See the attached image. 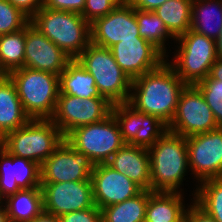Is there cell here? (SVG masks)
<instances>
[{
    "label": "cell",
    "mask_w": 222,
    "mask_h": 222,
    "mask_svg": "<svg viewBox=\"0 0 222 222\" xmlns=\"http://www.w3.org/2000/svg\"><path fill=\"white\" fill-rule=\"evenodd\" d=\"M185 86L173 67L165 60L156 69L132 80L128 103L136 110L156 116L169 125Z\"/></svg>",
    "instance_id": "1"
},
{
    "label": "cell",
    "mask_w": 222,
    "mask_h": 222,
    "mask_svg": "<svg viewBox=\"0 0 222 222\" xmlns=\"http://www.w3.org/2000/svg\"><path fill=\"white\" fill-rule=\"evenodd\" d=\"M148 152L151 191L180 192L178 188L189 169L186 137L167 131Z\"/></svg>",
    "instance_id": "2"
},
{
    "label": "cell",
    "mask_w": 222,
    "mask_h": 222,
    "mask_svg": "<svg viewBox=\"0 0 222 222\" xmlns=\"http://www.w3.org/2000/svg\"><path fill=\"white\" fill-rule=\"evenodd\" d=\"M30 22L71 59L91 42L90 24L78 13L41 7Z\"/></svg>",
    "instance_id": "3"
},
{
    "label": "cell",
    "mask_w": 222,
    "mask_h": 222,
    "mask_svg": "<svg viewBox=\"0 0 222 222\" xmlns=\"http://www.w3.org/2000/svg\"><path fill=\"white\" fill-rule=\"evenodd\" d=\"M13 81L26 114L31 119H51L58 95L59 76L22 67L7 74Z\"/></svg>",
    "instance_id": "4"
},
{
    "label": "cell",
    "mask_w": 222,
    "mask_h": 222,
    "mask_svg": "<svg viewBox=\"0 0 222 222\" xmlns=\"http://www.w3.org/2000/svg\"><path fill=\"white\" fill-rule=\"evenodd\" d=\"M76 60L94 77L101 96L112 104L128 102L132 79L117 64L109 48L90 42Z\"/></svg>",
    "instance_id": "5"
},
{
    "label": "cell",
    "mask_w": 222,
    "mask_h": 222,
    "mask_svg": "<svg viewBox=\"0 0 222 222\" xmlns=\"http://www.w3.org/2000/svg\"><path fill=\"white\" fill-rule=\"evenodd\" d=\"M64 140L51 119H30L8 133L2 146L12 155L42 164Z\"/></svg>",
    "instance_id": "6"
},
{
    "label": "cell",
    "mask_w": 222,
    "mask_h": 222,
    "mask_svg": "<svg viewBox=\"0 0 222 222\" xmlns=\"http://www.w3.org/2000/svg\"><path fill=\"white\" fill-rule=\"evenodd\" d=\"M177 53L169 64L186 85H195L205 79L217 59L216 41L188 30L178 38Z\"/></svg>",
    "instance_id": "7"
},
{
    "label": "cell",
    "mask_w": 222,
    "mask_h": 222,
    "mask_svg": "<svg viewBox=\"0 0 222 222\" xmlns=\"http://www.w3.org/2000/svg\"><path fill=\"white\" fill-rule=\"evenodd\" d=\"M75 150L84 153L96 164L107 163L125 143L114 116L81 126L64 138Z\"/></svg>",
    "instance_id": "8"
},
{
    "label": "cell",
    "mask_w": 222,
    "mask_h": 222,
    "mask_svg": "<svg viewBox=\"0 0 222 222\" xmlns=\"http://www.w3.org/2000/svg\"><path fill=\"white\" fill-rule=\"evenodd\" d=\"M113 104L106 97L79 98L59 94L56 109L51 120L65 138L74 129L100 122L107 118Z\"/></svg>",
    "instance_id": "9"
},
{
    "label": "cell",
    "mask_w": 222,
    "mask_h": 222,
    "mask_svg": "<svg viewBox=\"0 0 222 222\" xmlns=\"http://www.w3.org/2000/svg\"><path fill=\"white\" fill-rule=\"evenodd\" d=\"M217 121L202 93L195 85H186L179 96L168 131L189 137L217 129Z\"/></svg>",
    "instance_id": "10"
},
{
    "label": "cell",
    "mask_w": 222,
    "mask_h": 222,
    "mask_svg": "<svg viewBox=\"0 0 222 222\" xmlns=\"http://www.w3.org/2000/svg\"><path fill=\"white\" fill-rule=\"evenodd\" d=\"M111 114L125 144L149 149L168 131V125L162 120L136 110L128 102L113 104Z\"/></svg>",
    "instance_id": "11"
},
{
    "label": "cell",
    "mask_w": 222,
    "mask_h": 222,
    "mask_svg": "<svg viewBox=\"0 0 222 222\" xmlns=\"http://www.w3.org/2000/svg\"><path fill=\"white\" fill-rule=\"evenodd\" d=\"M94 163L65 139L40 165L41 183L91 180Z\"/></svg>",
    "instance_id": "12"
},
{
    "label": "cell",
    "mask_w": 222,
    "mask_h": 222,
    "mask_svg": "<svg viewBox=\"0 0 222 222\" xmlns=\"http://www.w3.org/2000/svg\"><path fill=\"white\" fill-rule=\"evenodd\" d=\"M188 164L200 182L222 178V127L186 137Z\"/></svg>",
    "instance_id": "13"
},
{
    "label": "cell",
    "mask_w": 222,
    "mask_h": 222,
    "mask_svg": "<svg viewBox=\"0 0 222 222\" xmlns=\"http://www.w3.org/2000/svg\"><path fill=\"white\" fill-rule=\"evenodd\" d=\"M91 42L110 48L122 40L143 39L135 16V8L124 0L104 17L90 24Z\"/></svg>",
    "instance_id": "14"
},
{
    "label": "cell",
    "mask_w": 222,
    "mask_h": 222,
    "mask_svg": "<svg viewBox=\"0 0 222 222\" xmlns=\"http://www.w3.org/2000/svg\"><path fill=\"white\" fill-rule=\"evenodd\" d=\"M43 210L60 216L93 207L91 180L41 183Z\"/></svg>",
    "instance_id": "15"
},
{
    "label": "cell",
    "mask_w": 222,
    "mask_h": 222,
    "mask_svg": "<svg viewBox=\"0 0 222 222\" xmlns=\"http://www.w3.org/2000/svg\"><path fill=\"white\" fill-rule=\"evenodd\" d=\"M94 204L101 210L138 195L143 189L107 163L96 164L91 173Z\"/></svg>",
    "instance_id": "16"
},
{
    "label": "cell",
    "mask_w": 222,
    "mask_h": 222,
    "mask_svg": "<svg viewBox=\"0 0 222 222\" xmlns=\"http://www.w3.org/2000/svg\"><path fill=\"white\" fill-rule=\"evenodd\" d=\"M109 49L117 64L132 80L159 67L166 57L145 39L122 40Z\"/></svg>",
    "instance_id": "17"
},
{
    "label": "cell",
    "mask_w": 222,
    "mask_h": 222,
    "mask_svg": "<svg viewBox=\"0 0 222 222\" xmlns=\"http://www.w3.org/2000/svg\"><path fill=\"white\" fill-rule=\"evenodd\" d=\"M71 60L31 22L25 26L24 67L59 76Z\"/></svg>",
    "instance_id": "18"
},
{
    "label": "cell",
    "mask_w": 222,
    "mask_h": 222,
    "mask_svg": "<svg viewBox=\"0 0 222 222\" xmlns=\"http://www.w3.org/2000/svg\"><path fill=\"white\" fill-rule=\"evenodd\" d=\"M0 159V197L3 201L21 189L41 188L40 164L14 156L3 146L0 147Z\"/></svg>",
    "instance_id": "19"
},
{
    "label": "cell",
    "mask_w": 222,
    "mask_h": 222,
    "mask_svg": "<svg viewBox=\"0 0 222 222\" xmlns=\"http://www.w3.org/2000/svg\"><path fill=\"white\" fill-rule=\"evenodd\" d=\"M109 166L129 177L143 190H151V170L148 149L124 144L107 162Z\"/></svg>",
    "instance_id": "20"
},
{
    "label": "cell",
    "mask_w": 222,
    "mask_h": 222,
    "mask_svg": "<svg viewBox=\"0 0 222 222\" xmlns=\"http://www.w3.org/2000/svg\"><path fill=\"white\" fill-rule=\"evenodd\" d=\"M30 119L21 104L13 81L6 75L0 80V137L3 139Z\"/></svg>",
    "instance_id": "21"
},
{
    "label": "cell",
    "mask_w": 222,
    "mask_h": 222,
    "mask_svg": "<svg viewBox=\"0 0 222 222\" xmlns=\"http://www.w3.org/2000/svg\"><path fill=\"white\" fill-rule=\"evenodd\" d=\"M180 192H152L148 198L145 222H184V209Z\"/></svg>",
    "instance_id": "22"
},
{
    "label": "cell",
    "mask_w": 222,
    "mask_h": 222,
    "mask_svg": "<svg viewBox=\"0 0 222 222\" xmlns=\"http://www.w3.org/2000/svg\"><path fill=\"white\" fill-rule=\"evenodd\" d=\"M190 30L216 40L222 31V0H193Z\"/></svg>",
    "instance_id": "23"
},
{
    "label": "cell",
    "mask_w": 222,
    "mask_h": 222,
    "mask_svg": "<svg viewBox=\"0 0 222 222\" xmlns=\"http://www.w3.org/2000/svg\"><path fill=\"white\" fill-rule=\"evenodd\" d=\"M59 94L79 98L104 97L98 92L94 77L76 59H72L59 75Z\"/></svg>",
    "instance_id": "24"
},
{
    "label": "cell",
    "mask_w": 222,
    "mask_h": 222,
    "mask_svg": "<svg viewBox=\"0 0 222 222\" xmlns=\"http://www.w3.org/2000/svg\"><path fill=\"white\" fill-rule=\"evenodd\" d=\"M11 222H28L43 211L41 188L21 189L5 199Z\"/></svg>",
    "instance_id": "25"
},
{
    "label": "cell",
    "mask_w": 222,
    "mask_h": 222,
    "mask_svg": "<svg viewBox=\"0 0 222 222\" xmlns=\"http://www.w3.org/2000/svg\"><path fill=\"white\" fill-rule=\"evenodd\" d=\"M152 192L142 190L121 203L102 208V222H145L147 202Z\"/></svg>",
    "instance_id": "26"
},
{
    "label": "cell",
    "mask_w": 222,
    "mask_h": 222,
    "mask_svg": "<svg viewBox=\"0 0 222 222\" xmlns=\"http://www.w3.org/2000/svg\"><path fill=\"white\" fill-rule=\"evenodd\" d=\"M193 0H167L153 10L163 20L170 33L178 38L190 30Z\"/></svg>",
    "instance_id": "27"
},
{
    "label": "cell",
    "mask_w": 222,
    "mask_h": 222,
    "mask_svg": "<svg viewBox=\"0 0 222 222\" xmlns=\"http://www.w3.org/2000/svg\"><path fill=\"white\" fill-rule=\"evenodd\" d=\"M135 16L139 27V35L141 38L152 43L165 56H167L165 41L167 38H176L170 33L165 23L154 11H143L135 9Z\"/></svg>",
    "instance_id": "28"
},
{
    "label": "cell",
    "mask_w": 222,
    "mask_h": 222,
    "mask_svg": "<svg viewBox=\"0 0 222 222\" xmlns=\"http://www.w3.org/2000/svg\"><path fill=\"white\" fill-rule=\"evenodd\" d=\"M25 27L0 35V67L6 74L24 67Z\"/></svg>",
    "instance_id": "29"
},
{
    "label": "cell",
    "mask_w": 222,
    "mask_h": 222,
    "mask_svg": "<svg viewBox=\"0 0 222 222\" xmlns=\"http://www.w3.org/2000/svg\"><path fill=\"white\" fill-rule=\"evenodd\" d=\"M198 185L193 201L217 222H222V178L207 179Z\"/></svg>",
    "instance_id": "30"
},
{
    "label": "cell",
    "mask_w": 222,
    "mask_h": 222,
    "mask_svg": "<svg viewBox=\"0 0 222 222\" xmlns=\"http://www.w3.org/2000/svg\"><path fill=\"white\" fill-rule=\"evenodd\" d=\"M195 86L200 90L211 108L218 127H222V80L211 79L207 76Z\"/></svg>",
    "instance_id": "31"
},
{
    "label": "cell",
    "mask_w": 222,
    "mask_h": 222,
    "mask_svg": "<svg viewBox=\"0 0 222 222\" xmlns=\"http://www.w3.org/2000/svg\"><path fill=\"white\" fill-rule=\"evenodd\" d=\"M30 18L7 0H0V35L23 29Z\"/></svg>",
    "instance_id": "32"
},
{
    "label": "cell",
    "mask_w": 222,
    "mask_h": 222,
    "mask_svg": "<svg viewBox=\"0 0 222 222\" xmlns=\"http://www.w3.org/2000/svg\"><path fill=\"white\" fill-rule=\"evenodd\" d=\"M124 0H85L82 16L91 24L96 19L104 17Z\"/></svg>",
    "instance_id": "33"
},
{
    "label": "cell",
    "mask_w": 222,
    "mask_h": 222,
    "mask_svg": "<svg viewBox=\"0 0 222 222\" xmlns=\"http://www.w3.org/2000/svg\"><path fill=\"white\" fill-rule=\"evenodd\" d=\"M59 222H102L101 210L94 205L84 210L65 213L59 216Z\"/></svg>",
    "instance_id": "34"
},
{
    "label": "cell",
    "mask_w": 222,
    "mask_h": 222,
    "mask_svg": "<svg viewBox=\"0 0 222 222\" xmlns=\"http://www.w3.org/2000/svg\"><path fill=\"white\" fill-rule=\"evenodd\" d=\"M85 0H42V7L82 14Z\"/></svg>",
    "instance_id": "35"
},
{
    "label": "cell",
    "mask_w": 222,
    "mask_h": 222,
    "mask_svg": "<svg viewBox=\"0 0 222 222\" xmlns=\"http://www.w3.org/2000/svg\"><path fill=\"white\" fill-rule=\"evenodd\" d=\"M188 206L184 222H217L212 216L208 215L195 202ZM190 207V208H189Z\"/></svg>",
    "instance_id": "36"
},
{
    "label": "cell",
    "mask_w": 222,
    "mask_h": 222,
    "mask_svg": "<svg viewBox=\"0 0 222 222\" xmlns=\"http://www.w3.org/2000/svg\"><path fill=\"white\" fill-rule=\"evenodd\" d=\"M31 18L41 7L42 0H7Z\"/></svg>",
    "instance_id": "37"
},
{
    "label": "cell",
    "mask_w": 222,
    "mask_h": 222,
    "mask_svg": "<svg viewBox=\"0 0 222 222\" xmlns=\"http://www.w3.org/2000/svg\"><path fill=\"white\" fill-rule=\"evenodd\" d=\"M135 9L153 11L167 0H127Z\"/></svg>",
    "instance_id": "38"
},
{
    "label": "cell",
    "mask_w": 222,
    "mask_h": 222,
    "mask_svg": "<svg viewBox=\"0 0 222 222\" xmlns=\"http://www.w3.org/2000/svg\"><path fill=\"white\" fill-rule=\"evenodd\" d=\"M208 76L211 79L222 80V59H216L214 64L211 66Z\"/></svg>",
    "instance_id": "39"
},
{
    "label": "cell",
    "mask_w": 222,
    "mask_h": 222,
    "mask_svg": "<svg viewBox=\"0 0 222 222\" xmlns=\"http://www.w3.org/2000/svg\"><path fill=\"white\" fill-rule=\"evenodd\" d=\"M28 222H59V217L43 210L39 215Z\"/></svg>",
    "instance_id": "40"
},
{
    "label": "cell",
    "mask_w": 222,
    "mask_h": 222,
    "mask_svg": "<svg viewBox=\"0 0 222 222\" xmlns=\"http://www.w3.org/2000/svg\"><path fill=\"white\" fill-rule=\"evenodd\" d=\"M215 41L217 58L222 59V31L220 32L218 38Z\"/></svg>",
    "instance_id": "41"
},
{
    "label": "cell",
    "mask_w": 222,
    "mask_h": 222,
    "mask_svg": "<svg viewBox=\"0 0 222 222\" xmlns=\"http://www.w3.org/2000/svg\"><path fill=\"white\" fill-rule=\"evenodd\" d=\"M0 222H10L7 208L0 204Z\"/></svg>",
    "instance_id": "42"
},
{
    "label": "cell",
    "mask_w": 222,
    "mask_h": 222,
    "mask_svg": "<svg viewBox=\"0 0 222 222\" xmlns=\"http://www.w3.org/2000/svg\"><path fill=\"white\" fill-rule=\"evenodd\" d=\"M7 74L5 71L0 67V80L3 79Z\"/></svg>",
    "instance_id": "43"
},
{
    "label": "cell",
    "mask_w": 222,
    "mask_h": 222,
    "mask_svg": "<svg viewBox=\"0 0 222 222\" xmlns=\"http://www.w3.org/2000/svg\"><path fill=\"white\" fill-rule=\"evenodd\" d=\"M2 146V138L0 137V147Z\"/></svg>",
    "instance_id": "44"
},
{
    "label": "cell",
    "mask_w": 222,
    "mask_h": 222,
    "mask_svg": "<svg viewBox=\"0 0 222 222\" xmlns=\"http://www.w3.org/2000/svg\"><path fill=\"white\" fill-rule=\"evenodd\" d=\"M1 203L4 204V202H2V198L0 197V204H1Z\"/></svg>",
    "instance_id": "45"
}]
</instances>
